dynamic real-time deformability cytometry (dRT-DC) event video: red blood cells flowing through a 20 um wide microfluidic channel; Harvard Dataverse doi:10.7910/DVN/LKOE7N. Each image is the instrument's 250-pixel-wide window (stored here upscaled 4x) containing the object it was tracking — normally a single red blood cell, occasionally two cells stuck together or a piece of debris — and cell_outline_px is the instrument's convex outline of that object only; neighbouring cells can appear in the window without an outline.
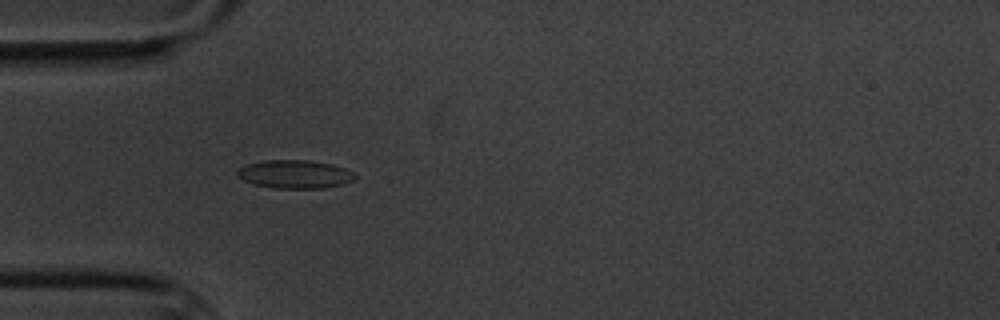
{"species": "common noctule bat (a hibernating species)", "species_latin": "Nyctalus noctula", "temperature_condition": "cold", "stored_images_in_passage": 9, "camera_frame_rate_fps": 3000, "um_per_image_px": 0.085, "animal": {"sex": "male", "body_mass_g": 20.1, "forearm_length_mm": 53.5}, "frame": {"image": 1, "passage_image": 2, "time_ms": 1.0, "image_size_px": [1000, 320], "cell_outline_px": [[356, 176], [352, 180], [344, 184], [324, 188], [276, 188], [256, 184], [244, 180], [236, 176], [236, 172], [240, 168], [248, 164], [264, 160], [308, 160], [332, 164], [344, 168], [352, 172]], "centroid_in_image_um": [25.07, 14.8], "position_along_channel_um": 59.9, "area_um2": 19.25}}
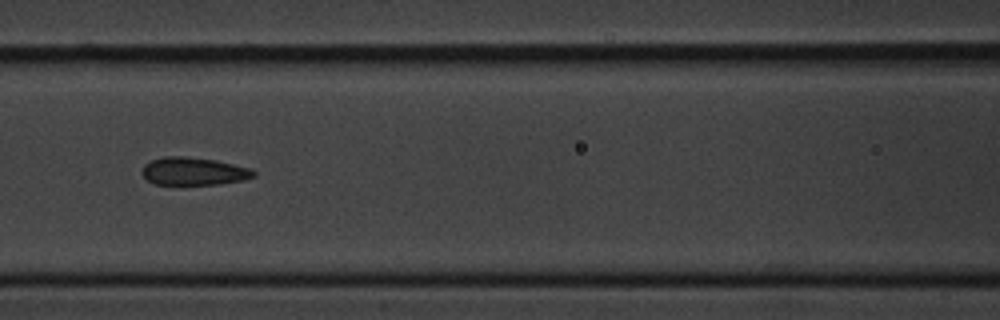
{"frame": {"image": 2, "passage_image": 4, "time_ms": 3.667, "image_size_px": [1000, 320], "cell_outline_px": [[256, 176], [244, 180], [220, 184], [156, 184], [148, 180], [140, 172], [144, 164], [152, 160], [164, 156], [184, 156], [216, 160], [252, 168], [256, 172]], "centroid_in_image_um": [16.49, 14.55], "position_along_channel_um": 150.1, "area_um2": 18.21}}
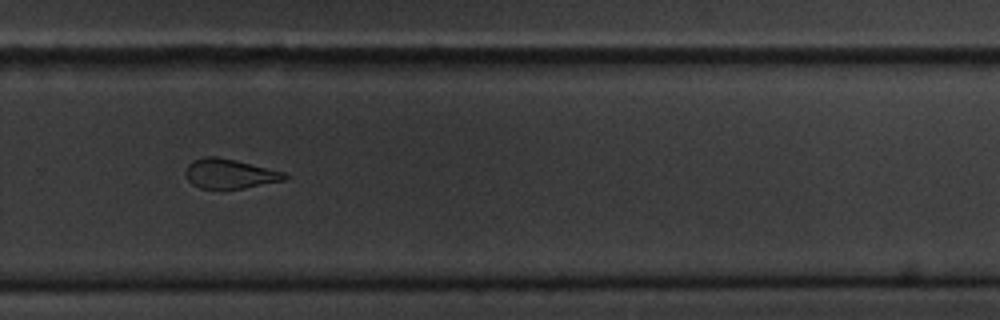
{"frame": {"image": 3, "passage_image": 8, "time_ms": 8.333, "image_size_px": [1000, 320], "cell_outline_px": [[288, 180], [244, 188], [200, 188], [192, 184], [188, 180], [184, 172], [188, 164], [192, 160], [204, 156], [216, 156], [236, 160], [284, 172], [288, 176]], "centroid_in_image_um": [19.52, 14.76], "position_along_channel_um": 310.3, "area_um2": 17.17}}